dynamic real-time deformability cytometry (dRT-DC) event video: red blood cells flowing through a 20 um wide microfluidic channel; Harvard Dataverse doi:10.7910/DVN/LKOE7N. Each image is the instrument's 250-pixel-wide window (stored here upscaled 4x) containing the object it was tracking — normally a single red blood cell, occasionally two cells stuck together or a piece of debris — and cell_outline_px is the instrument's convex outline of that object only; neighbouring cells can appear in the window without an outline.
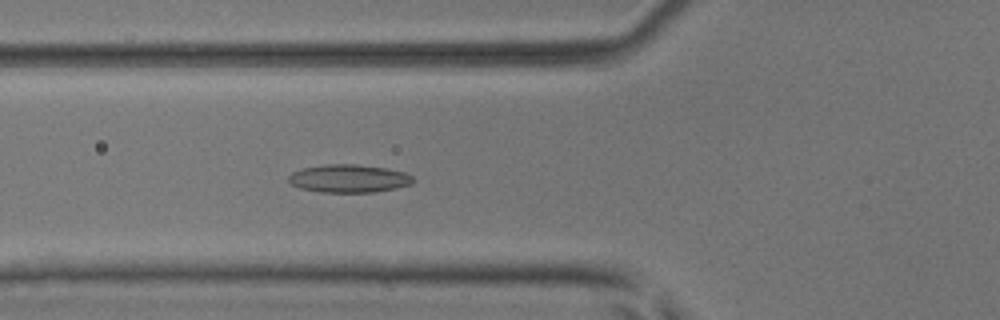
{"species": "common noctule bat (a hibernating species)", "species_latin": "Nyctalus noctula", "temperature_condition": "room temperature", "stored_images_in_passage": 36, "camera_frame_rate_fps": 3000, "um_per_image_px": 0.085, "animal": {"sex": "male", "body_mass_g": 17.9, "forearm_length_mm": 54.2}, "frame": {"image": 1, "passage_image": 3, "time_ms": 0.667, "image_size_px": [1000, 320], "cell_outline_px": [[416, 180], [412, 184], [396, 188], [372, 192], [320, 192], [300, 188], [292, 184], [288, 180], [288, 176], [292, 172], [300, 168], [328, 164], [356, 164], [388, 168], [404, 172], [412, 176]], "centroid_in_image_um": [29.66, 15.16], "position_along_channel_um": 96.1, "area_um2": 20.46}}
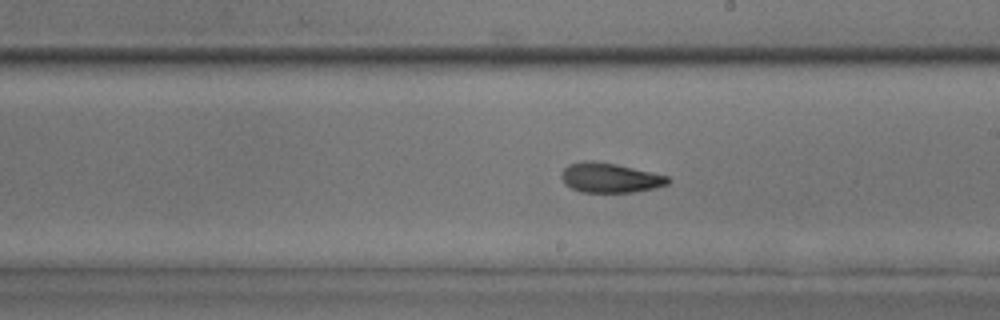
{"frame": {"image": 2, "passage_image": 14, "time_ms": 4.333, "image_size_px": [1000, 320], "cell_outline_px": [[672, 180], [668, 184], [652, 188], [632, 192], [580, 192], [564, 184], [560, 176], [564, 168], [568, 164], [584, 160], [592, 160], [616, 164], [652, 172], [668, 176]], "centroid_in_image_um": [51.82, 15.1], "position_along_channel_um": 237.2, "area_um2": 18.5}}
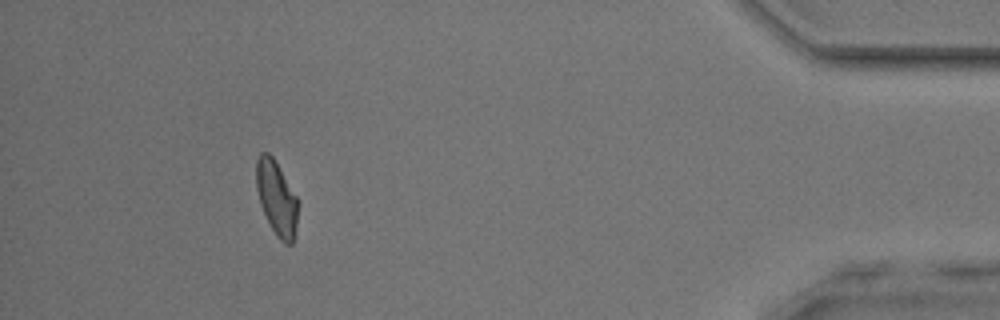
{"frame": {"image": 3, "passage_image": 32, "time_ms": 10.333, "image_size_px": [1000, 320], "cell_outline_px": [[300, 204], [296, 228], [292, 244], [284, 244], [276, 236], [260, 204], [256, 188], [256, 160], [260, 152], [268, 152], [272, 156], [296, 196]], "centroid_in_image_um": [23.52, 16.85], "position_along_channel_um": 411.7, "area_um2": 18.09}, "authors_computed_cell_mechanics": {"area_um2": 18.2648, "velocity_mm_per_s": 3.8595, "shape_relaxation_time_tau1_ms": 9.752, "shape_relaxation_time_tau2_ms": 2.8231, "deformation_change_tau1": 0.1683, "deformation_change_tau2": 0.0928}}